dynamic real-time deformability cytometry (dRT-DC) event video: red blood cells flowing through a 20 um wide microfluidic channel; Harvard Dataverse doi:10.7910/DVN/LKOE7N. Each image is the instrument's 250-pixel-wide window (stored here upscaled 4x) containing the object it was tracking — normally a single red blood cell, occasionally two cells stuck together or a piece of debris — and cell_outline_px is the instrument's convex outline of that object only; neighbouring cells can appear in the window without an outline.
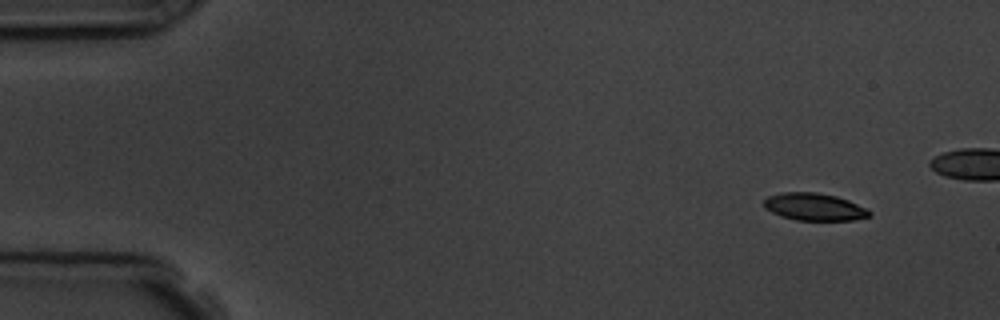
{"species": "common noctule bat (a hibernating species)", "species_latin": "Nyctalus noctula", "temperature_condition": "room temperature", "stored_images_in_passage": 5, "camera_frame_rate_fps": 3000, "um_per_image_px": 0.085, "animal": {"sex": "male", "body_mass_g": 19.5, "forearm_length_mm": 54.6}, "frame": {"image": 1, "passage_image": 1, "time_ms": 0.0, "image_size_px": [1000, 320], "cell_outline_px": [[872, 216], [852, 220], [796, 220], [780, 216], [764, 208], [764, 200], [768, 196], [784, 192], [816, 192], [836, 196], [848, 200], [872, 212]], "centroid_in_image_um": [69.2, 17.58], "position_along_channel_um": 15.8, "area_um2": 16.76}}